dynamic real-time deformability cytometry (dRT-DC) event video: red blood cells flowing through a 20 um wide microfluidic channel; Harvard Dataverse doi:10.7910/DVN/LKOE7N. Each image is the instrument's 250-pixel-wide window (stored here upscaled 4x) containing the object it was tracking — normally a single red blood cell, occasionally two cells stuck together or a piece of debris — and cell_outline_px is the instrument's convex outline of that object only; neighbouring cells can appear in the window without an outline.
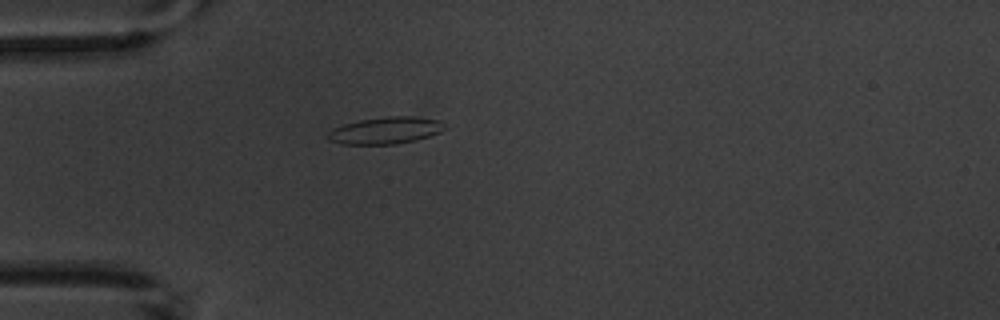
{"species": "common noctule bat (a hibernating species)", "species_latin": "Nyctalus noctula", "temperature_condition": "warm", "stored_images_in_passage": 2, "camera_frame_rate_fps": 3000, "um_per_image_px": 0.085, "animal": {"sex": "male", "body_mass_g": 20.1, "forearm_length_mm": 53.5}, "frame": {"image": 1, "passage_image": 1, "time_ms": 0.0, "image_size_px": [1000, 320], "cell_outline_px": [[448, 128], [440, 132], [416, 140], [396, 144], [340, 144], [328, 140], [328, 132], [332, 128], [344, 124], [360, 120], [388, 116], [412, 116], [440, 120]], "centroid_in_image_um": [32.78, 11.09], "position_along_channel_um": 52.2, "area_um2": 18.38}}